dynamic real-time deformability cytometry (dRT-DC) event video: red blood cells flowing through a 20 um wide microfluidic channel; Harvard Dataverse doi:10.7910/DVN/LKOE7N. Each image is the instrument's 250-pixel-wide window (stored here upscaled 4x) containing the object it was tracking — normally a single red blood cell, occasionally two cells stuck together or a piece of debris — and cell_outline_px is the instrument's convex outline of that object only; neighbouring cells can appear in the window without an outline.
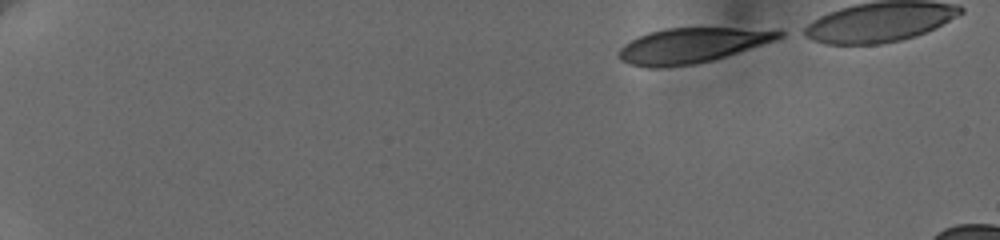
{"species": "human", "species_latin": "Homo sapiens", "temperature_condition": "cold", "stored_images_in_passage": 14, "camera_frame_rate_fps": 3000, "um_per_image_px": 0.085, "donor": {"sex": "female"}, "frame": {"image": 1, "passage_image": 1, "time_ms": 0.0, "image_size_px": [1000, 240], "cell_outline_px": [[784, 36], [776, 40], [712, 60], [692, 64], [660, 68], [648, 68], [628, 64], [620, 60], [616, 56], [620, 48], [624, 44], [648, 32], [664, 28], [732, 28], [784, 32]], "centroid_in_image_um": [58.7, 3.88], "position_along_channel_um": 26.3, "area_um2": 32.31}}
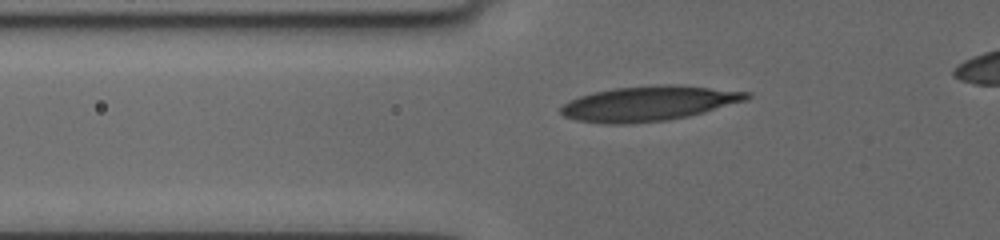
{"frame": {"image": 2, "passage_image": 11, "time_ms": 4.667, "image_size_px": [1000, 240], "cell_outline_px": [[752, 96], [748, 100], [704, 112], [688, 116], [668, 120], [628, 124], [600, 124], [576, 120], [564, 116], [560, 112], [560, 108], [568, 100], [592, 92], [612, 88], [660, 84], [676, 84], [752, 92]], "centroid_in_image_um": [55.15, 8.79], "position_along_channel_um": 70.6, "area_um2": 38.26}}
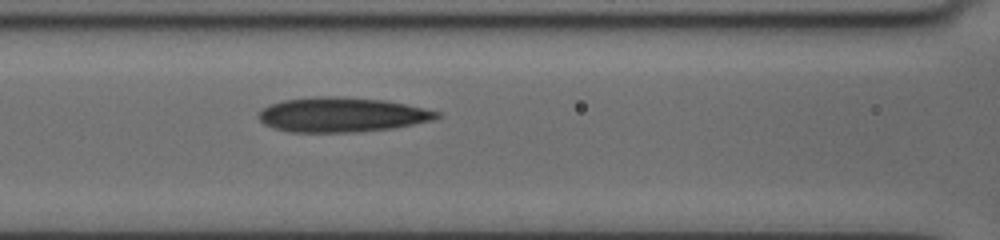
{"frame": {"image": 3, "passage_image": 14, "time_ms": 6.667, "image_size_px": [1000, 240], "cell_outline_px": [[440, 116], [432, 120], [392, 128], [360, 132], [288, 132], [272, 128], [264, 124], [256, 116], [256, 112], [268, 104], [284, 100], [316, 96], [336, 96], [384, 100], [424, 108], [440, 112]], "centroid_in_image_um": [28.97, 9.75], "position_along_channel_um": 137.6, "area_um2": 36.18}}